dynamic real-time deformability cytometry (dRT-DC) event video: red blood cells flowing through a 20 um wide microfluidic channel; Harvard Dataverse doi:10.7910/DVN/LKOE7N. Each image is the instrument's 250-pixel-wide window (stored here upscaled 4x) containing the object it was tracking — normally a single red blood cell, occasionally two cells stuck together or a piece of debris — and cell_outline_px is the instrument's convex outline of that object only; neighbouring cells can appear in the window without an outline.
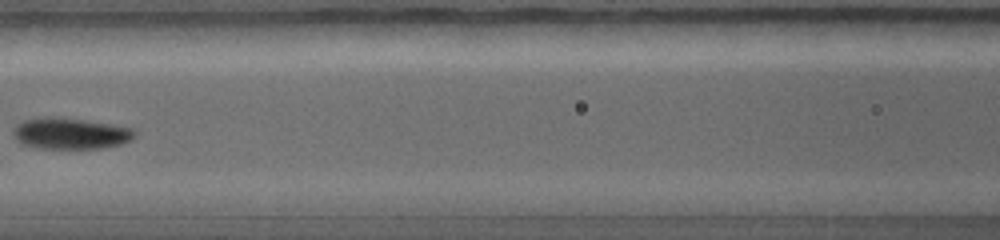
{"species": "common noctule bat (a hibernating species)", "species_latin": "Nyctalus noctula", "temperature_condition": "warm", "stored_images_in_passage": 15, "camera_frame_rate_fps": 5000, "um_per_image_px": 0.085, "animal": {"sex": "female", "body_mass_g": 19.0, "forearm_length_mm": 56.7}, "frame": {"image": 1, "passage_image": 6, "time_ms": 3.2, "image_size_px": [1000, 240], "cell_outline_px": [[136, 136], [120, 144], [100, 148], [40, 148], [20, 144], [12, 136], [12, 128], [16, 124], [24, 120], [40, 116], [60, 116], [88, 120], [132, 128], [136, 132]], "centroid_in_image_um": [5.9, 11.32], "position_along_channel_um": 160.7, "area_um2": 22.48}}
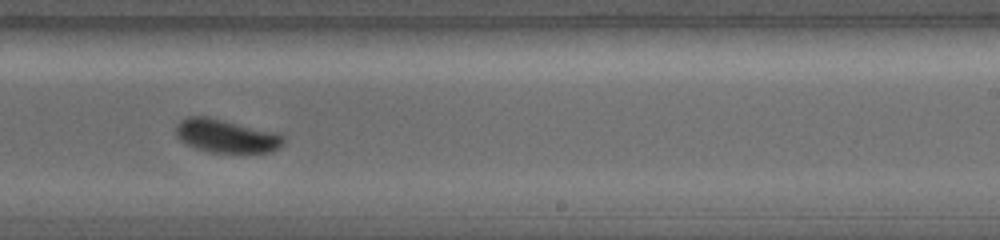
{"frame": {"image": 2, "passage_image": 9, "time_ms": 5.0, "image_size_px": [1000, 240], "cell_outline_px": [[288, 140], [280, 148], [272, 152], [208, 152], [184, 144], [176, 136], [176, 124], [180, 120], [188, 116], [208, 116], [284, 132], [288, 136]], "centroid_in_image_um": [19.35, 11.54], "position_along_channel_um": 269.7, "area_um2": 21.96}}
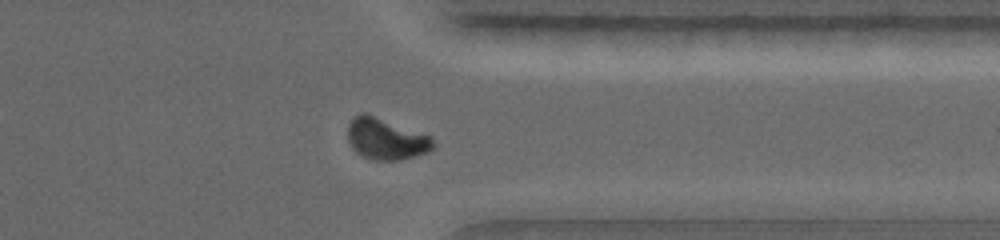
{"frame": {"image": 3, "passage_image": 12, "time_ms": 6.8, "image_size_px": [1000, 240], "cell_outline_px": [[436, 148], [428, 152], [400, 160], [376, 160], [364, 156], [356, 152], [352, 148], [348, 140], [348, 124], [356, 116], [364, 112], [432, 136], [436, 144]], "centroid_in_image_um": [32.86, 11.82], "position_along_channel_um": 378.5, "area_um2": 20.58}}